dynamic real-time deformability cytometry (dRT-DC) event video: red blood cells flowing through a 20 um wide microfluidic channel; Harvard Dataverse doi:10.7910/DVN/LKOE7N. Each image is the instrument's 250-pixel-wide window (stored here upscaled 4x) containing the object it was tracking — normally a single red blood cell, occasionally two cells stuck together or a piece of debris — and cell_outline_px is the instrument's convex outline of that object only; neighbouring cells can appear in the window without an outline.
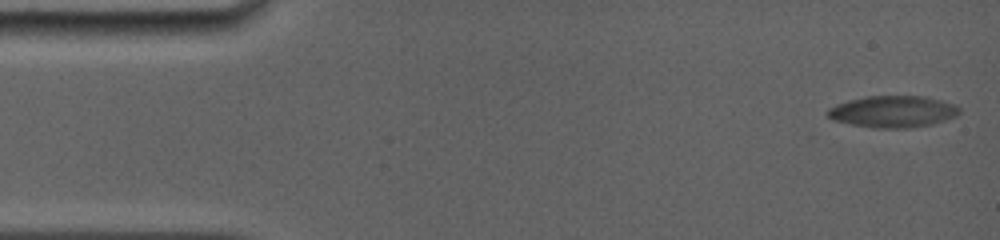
{"species": "common noctule bat (a hibernating species)", "species_latin": "Nyctalus noctula", "temperature_condition": "room temperature", "stored_images_in_passage": 13, "segment_of_instrument_passage": [1, 2], "camera_frame_rate_fps": 5000, "um_per_image_px": 0.085, "animal": {"sex": "female", "body_mass_g": 19.0, "forearm_length_mm": 56.7}, "frame": {"image": 1, "passage_image": 1, "time_ms": 0.0, "image_size_px": [1000, 240], "cell_outline_px": [[960, 112], [956, 116], [932, 124], [908, 128], [872, 128], [832, 120], [824, 112], [828, 108], [836, 104], [848, 100], [864, 96], [924, 96], [940, 100], [952, 104], [960, 108]], "centroid_in_image_um": [75.85, 9.48], "position_along_channel_um": 9.2, "area_um2": 24.39}}